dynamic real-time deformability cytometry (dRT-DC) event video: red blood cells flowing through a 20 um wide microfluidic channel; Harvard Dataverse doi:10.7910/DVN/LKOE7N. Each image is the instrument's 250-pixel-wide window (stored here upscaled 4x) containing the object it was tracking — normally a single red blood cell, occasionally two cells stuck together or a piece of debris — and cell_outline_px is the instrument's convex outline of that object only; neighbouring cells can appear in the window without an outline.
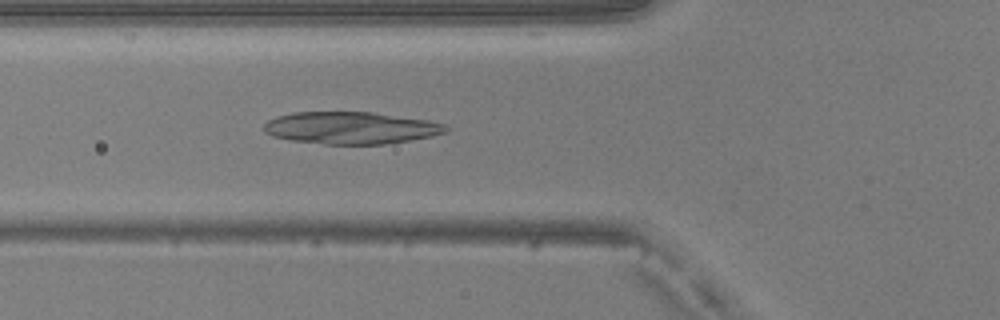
{"species": "common noctule bat (a hibernating species)", "species_latin": "Nyctalus noctula", "temperature_condition": "warm", "stored_images_in_passage": 49, "camera_frame_rate_fps": 3000, "um_per_image_px": 0.085, "animal": {"sex": "male", "body_mass_g": 20.5, "forearm_length_mm": 52.5}, "frame": {"image": 1, "passage_image": 18, "time_ms": 5.667, "image_size_px": [1000, 320], "cell_outline_px": [[448, 132], [432, 136], [384, 144], [324, 144], [292, 140], [272, 136], [264, 132], [264, 124], [268, 120], [276, 116], [292, 112], [372, 112], [428, 120], [444, 124], [448, 128]], "centroid_in_image_um": [29.8, 10.86], "position_along_channel_um": 96.0, "area_um2": 34.04}}
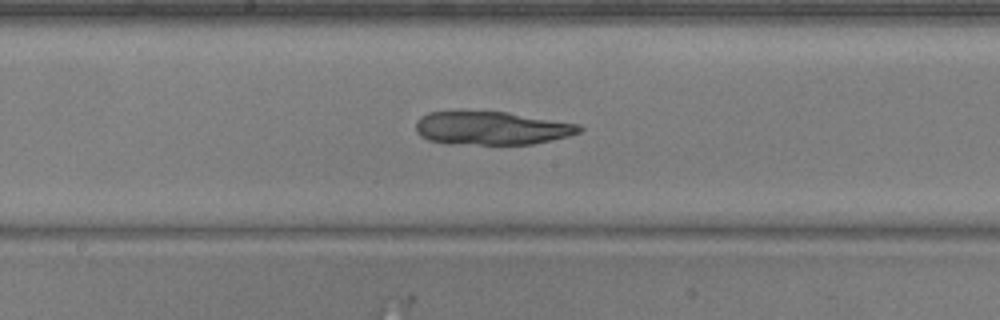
{"frame": {"image": 2, "passage_image": 26, "time_ms": 8.333, "image_size_px": [1000, 320], "cell_outline_px": [[584, 128], [580, 132], [568, 136], [552, 140], [532, 144], [448, 144], [428, 140], [420, 136], [416, 132], [416, 120], [420, 116], [428, 112], [452, 108], [460, 108], [508, 112], [580, 124]], "centroid_in_image_um": [41.69, 10.84], "position_along_channel_um": 206.5, "area_um2": 33.12}}
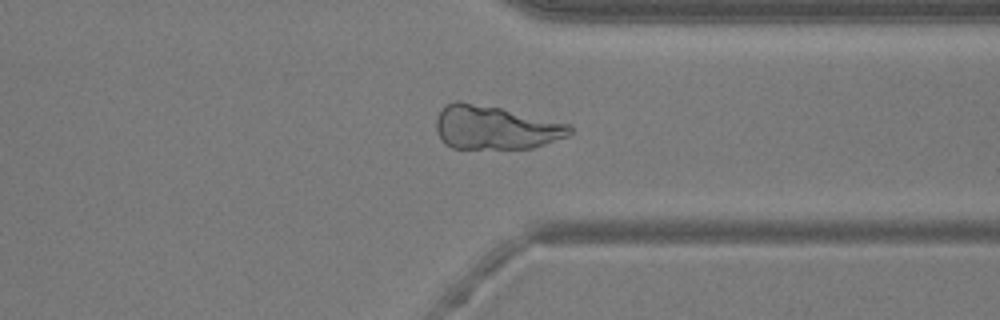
{"frame": {"image": 3, "passage_image": 38, "time_ms": 12.333, "image_size_px": [1000, 320], "cell_outline_px": [[572, 132], [568, 136], [532, 148], [452, 148], [444, 144], [436, 132], [436, 120], [444, 104], [456, 100], [460, 100], [500, 108], [568, 124], [572, 128]], "centroid_in_image_um": [42.04, 10.84], "position_along_channel_um": 369.4, "area_um2": 33.87}}